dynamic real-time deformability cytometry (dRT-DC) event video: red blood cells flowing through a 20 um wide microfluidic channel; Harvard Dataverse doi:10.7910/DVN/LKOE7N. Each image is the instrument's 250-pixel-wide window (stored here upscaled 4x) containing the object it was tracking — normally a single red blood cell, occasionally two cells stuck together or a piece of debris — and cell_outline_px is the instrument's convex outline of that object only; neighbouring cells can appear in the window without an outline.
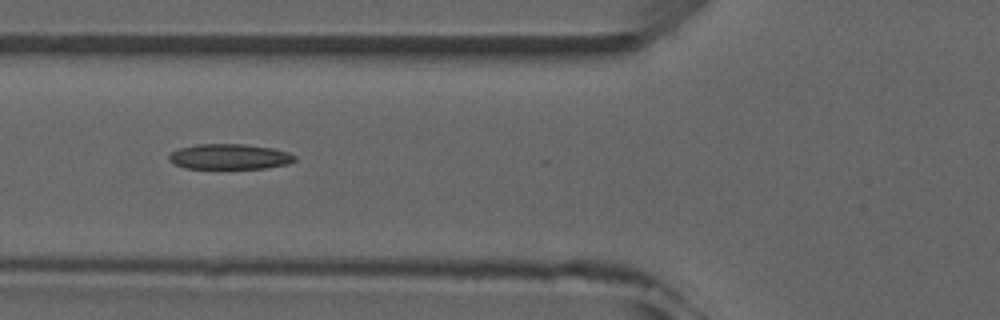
{"species": "common noctule bat (a hibernating species)", "species_latin": "Nyctalus noctula", "temperature_condition": "room temperature", "stored_images_in_passage": 6, "camera_frame_rate_fps": 3000, "um_per_image_px": 0.085, "animal": {"sex": "male", "forearm_length_mm": 52.5}, "frame": {"image": 1, "passage_image": 3, "time_ms": 2.333, "image_size_px": [1000, 320], "cell_outline_px": [[296, 160], [288, 164], [268, 168], [184, 168], [172, 164], [168, 160], [168, 156], [172, 152], [180, 148], [196, 144], [244, 144], [272, 148], [288, 152], [296, 156]], "centroid_in_image_um": [19.5, 13.32], "position_along_channel_um": 106.3, "area_um2": 18.67}}
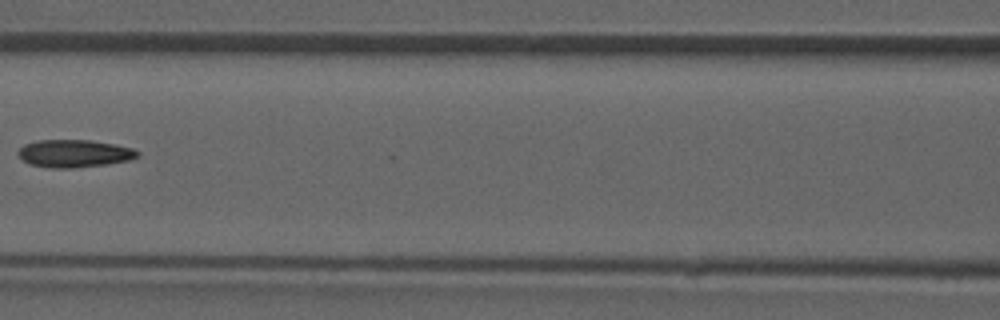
{"frame": {"image": 2, "passage_image": 4, "time_ms": 3.667, "image_size_px": [1000, 320], "cell_outline_px": [[140, 156], [128, 160], [108, 164], [76, 168], [48, 168], [28, 164], [16, 152], [24, 144], [36, 140], [92, 140], [116, 144], [132, 148], [140, 152]], "centroid_in_image_um": [6.32, 13.05], "position_along_channel_um": 160.3, "area_um2": 19.48}}